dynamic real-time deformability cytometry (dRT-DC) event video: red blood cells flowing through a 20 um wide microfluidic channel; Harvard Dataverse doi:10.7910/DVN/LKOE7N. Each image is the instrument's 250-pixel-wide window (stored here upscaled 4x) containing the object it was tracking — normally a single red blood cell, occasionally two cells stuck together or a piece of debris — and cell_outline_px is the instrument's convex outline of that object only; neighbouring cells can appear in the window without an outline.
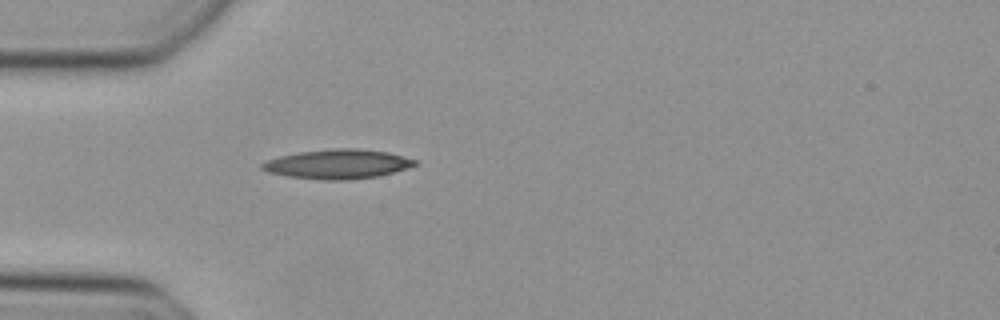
{"species": "Egyptian fruit bat (a non-hibernating species)", "species_latin": "Rousettus aegyptiacus", "temperature_condition": "cold", "stored_images_in_passage": 29, "camera_frame_rate_fps": 3000, "um_per_image_px": 0.085, "animal": {"sex": "female"}, "frame": {"image": 1, "passage_image": 1, "time_ms": 0.0, "image_size_px": [1000, 320], "cell_outline_px": [[420, 164], [408, 168], [380, 176], [344, 180], [328, 180], [288, 176], [268, 172], [260, 168], [260, 164], [268, 160], [280, 156], [300, 152], [332, 148], [356, 148], [388, 152], [416, 160]], "centroid_in_image_um": [28.74, 13.94], "position_along_channel_um": 56.3, "area_um2": 26.13}}
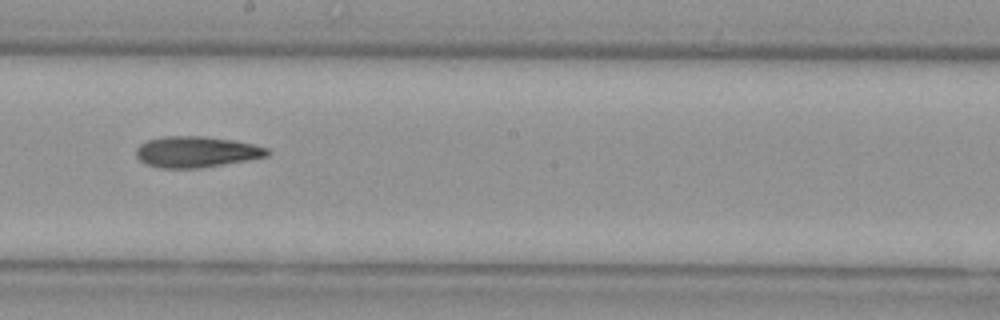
{"frame": {"image": 2, "passage_image": 14, "time_ms": 4.333, "image_size_px": [1000, 320], "cell_outline_px": [[272, 152], [268, 156], [196, 168], [160, 168], [148, 164], [140, 160], [136, 156], [136, 148], [140, 144], [148, 140], [160, 136], [204, 136], [232, 140], [252, 144], [268, 148]], "centroid_in_image_um": [16.66, 12.89], "position_along_channel_um": 231.5, "area_um2": 23.47}}
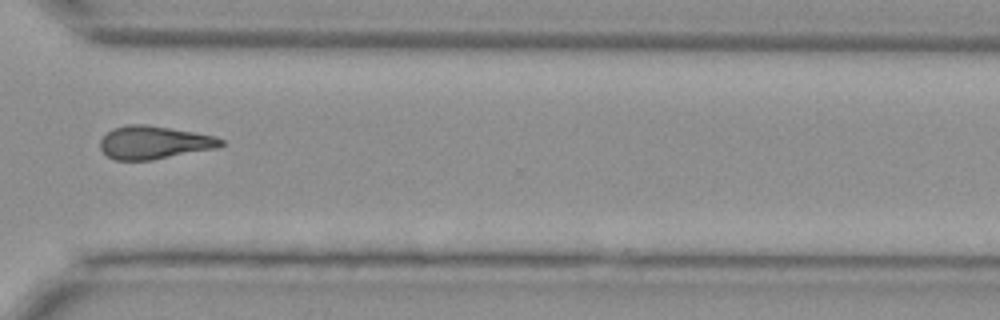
{"frame": {"image": 3, "passage_image": 23, "time_ms": 7.333, "image_size_px": [1000, 320], "cell_outline_px": [[224, 144], [220, 148], [152, 160], [116, 160], [108, 156], [100, 148], [100, 140], [112, 128], [128, 124], [148, 124], [216, 136], [224, 140]], "centroid_in_image_um": [13.14, 12.11], "position_along_channel_um": 357.5, "area_um2": 23.47}}